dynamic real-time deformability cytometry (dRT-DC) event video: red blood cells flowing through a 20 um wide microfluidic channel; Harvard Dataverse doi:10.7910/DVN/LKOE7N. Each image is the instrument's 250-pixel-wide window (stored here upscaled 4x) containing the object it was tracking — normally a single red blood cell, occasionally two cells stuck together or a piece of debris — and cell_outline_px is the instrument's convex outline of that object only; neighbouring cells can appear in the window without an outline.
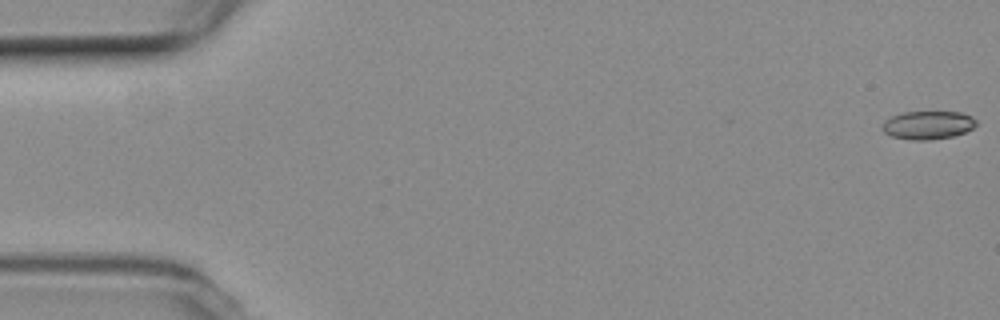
{"species": "common noctule bat (a hibernating species)", "species_latin": "Nyctalus noctula", "temperature_condition": "room temperature", "stored_images_in_passage": 15, "camera_frame_rate_fps": 3000, "um_per_image_px": 0.085, "animal": {"sex": "female", "body_mass_g": 19.3, "forearm_length_mm": 54.1}, "frame": {"image": 1, "passage_image": 1, "time_ms": 0.0, "image_size_px": [1000, 320], "cell_outline_px": [[976, 124], [972, 128], [964, 132], [952, 136], [932, 140], [912, 140], [892, 136], [884, 132], [884, 120], [892, 116], [904, 112], [960, 112], [972, 116], [976, 120]], "centroid_in_image_um": [78.89, 10.63], "position_along_channel_um": 6.1, "area_um2": 15.32}}
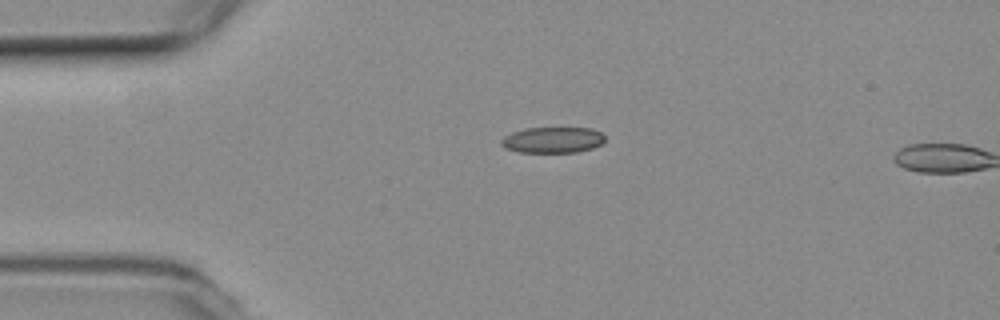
{"frame": {"image": 2, "passage_image": 13, "time_ms": 4.0, "image_size_px": [1000, 320], "cell_outline_px": [[604, 140], [600, 144], [592, 148], [576, 152], [520, 152], [504, 148], [500, 144], [500, 140], [504, 136], [512, 132], [524, 128], [592, 128], [600, 132], [604, 136]], "centroid_in_image_um": [46.94, 11.89], "position_along_channel_um": 38.1, "area_um2": 15.66}}